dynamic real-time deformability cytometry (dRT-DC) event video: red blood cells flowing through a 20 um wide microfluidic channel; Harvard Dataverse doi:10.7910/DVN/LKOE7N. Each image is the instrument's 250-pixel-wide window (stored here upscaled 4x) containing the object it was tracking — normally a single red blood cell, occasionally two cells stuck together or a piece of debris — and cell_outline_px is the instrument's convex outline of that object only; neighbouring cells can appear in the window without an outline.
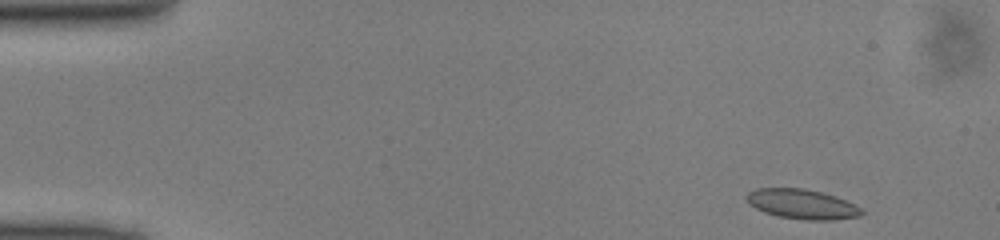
{"species": "common noctule bat (a hibernating species)", "species_latin": "Nyctalus noctula", "temperature_condition": "cold", "stored_images_in_passage": 47, "segment_of_instrument_passage": [1, 2], "camera_frame_rate_fps": 3000, "um_per_image_px": 0.085, "animal": {"sex": "male", "body_mass_g": 13.0, "forearm_length_mm": 53.1}, "frame": {"image": 1, "passage_image": 1, "time_ms": 0.0, "image_size_px": [1000, 240], "cell_outline_px": [[864, 212], [860, 216], [832, 220], [804, 220], [776, 216], [764, 212], [756, 208], [744, 196], [748, 192], [756, 188], [804, 188], [820, 192], [844, 200], [860, 208]], "centroid_in_image_um": [68.14, 17.36], "position_along_channel_um": 16.9, "area_um2": 19.71}}
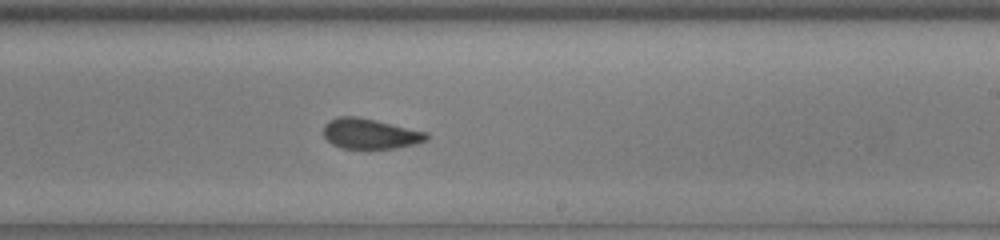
{"frame": {"image": 2, "passage_image": 26, "time_ms": 8.333, "image_size_px": [1000, 240], "cell_outline_px": [[428, 140], [416, 144], [396, 148], [340, 148], [332, 144], [324, 136], [324, 124], [328, 120], [336, 116], [356, 116], [376, 120], [428, 132]], "centroid_in_image_um": [31.46, 11.36], "position_along_channel_um": 257.5, "area_um2": 18.32}}
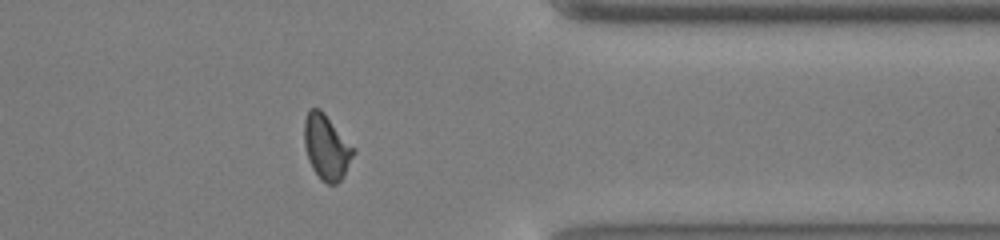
{"frame": {"image": 3, "passage_image": 36, "time_ms": 11.667, "image_size_px": [1000, 240], "cell_outline_px": [[356, 152], [344, 176], [336, 184], [328, 184], [320, 180], [312, 168], [308, 160], [304, 144], [304, 120], [308, 112], [312, 108], [320, 108], [324, 112], [356, 148]], "centroid_in_image_um": [27.77, 12.51], "position_along_channel_um": 383.6, "area_um2": 18.96}}